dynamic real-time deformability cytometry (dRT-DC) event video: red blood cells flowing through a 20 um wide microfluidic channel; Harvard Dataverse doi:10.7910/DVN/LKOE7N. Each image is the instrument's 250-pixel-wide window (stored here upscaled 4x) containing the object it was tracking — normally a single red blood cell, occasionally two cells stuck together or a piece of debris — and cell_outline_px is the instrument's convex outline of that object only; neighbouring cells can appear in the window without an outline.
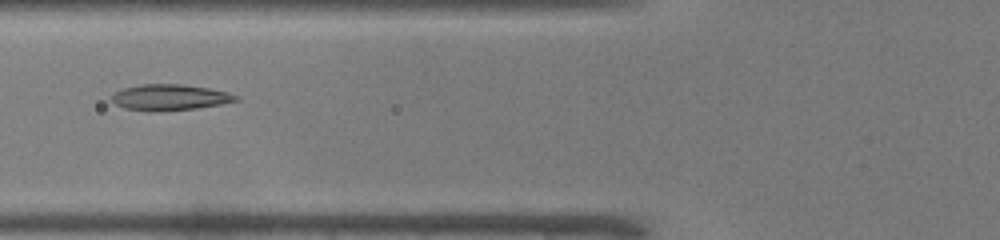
{"species": "common noctule bat (a hibernating species)", "species_latin": "Nyctalus noctula", "temperature_condition": "warm", "stored_images_in_passage": 40, "camera_frame_rate_fps": 3000, "um_per_image_px": 0.085, "animal": {"sex": "male", "body_mass_g": 19.0, "forearm_length_mm": 50.8}, "frame": {"image": 1, "passage_image": 10, "time_ms": 3.0, "image_size_px": [1000, 240], "cell_outline_px": [[240, 100], [220, 104], [196, 108], [156, 112], [148, 112], [124, 108], [116, 104], [112, 100], [112, 96], [116, 92], [124, 88], [140, 84], [184, 84], [208, 88], [228, 92], [240, 96]], "centroid_in_image_um": [14.45, 8.28], "position_along_channel_um": 111.3, "area_um2": 18.9}}
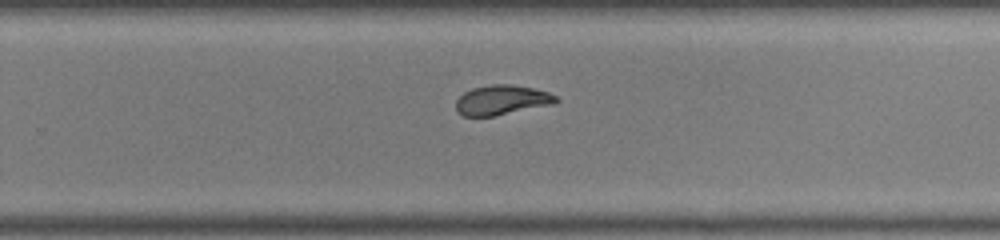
{"frame": {"image": 2, "passage_image": 23, "time_ms": 7.333, "image_size_px": [1000, 240], "cell_outline_px": [[560, 100], [556, 104], [492, 116], [464, 116], [456, 112], [456, 100], [464, 92], [472, 88], [492, 84], [512, 84], [532, 88], [548, 92], [556, 96]], "centroid_in_image_um": [42.66, 8.5], "position_along_channel_um": 287.1, "area_um2": 17.46}}
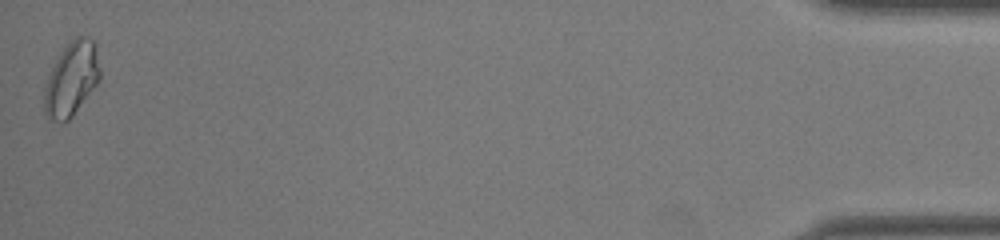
{"frame": {"image": 3, "passage_image": 40, "time_ms": 13.0, "image_size_px": [1000, 240], "cell_outline_px": [[100, 80], [72, 116], [64, 124], [48, 120], [44, 112], [44, 88], [48, 76], [60, 52], [76, 36], [88, 36], [96, 44], [100, 68]], "centroid_in_image_um": [6.07, 6.74], "position_along_channel_um": 429.1, "area_um2": 24.16}, "authors_computed_cell_mechanics": {"area_um2": 18.6116, "velocity_mm_per_s": 4.0665, "shape_relaxation_time_tau1_ms": 6.1961, "shape_relaxation_time_tau2_ms": 1.5062, "deformation_change_tau1": 0.2104, "deformation_change_tau2": 0.0619}}